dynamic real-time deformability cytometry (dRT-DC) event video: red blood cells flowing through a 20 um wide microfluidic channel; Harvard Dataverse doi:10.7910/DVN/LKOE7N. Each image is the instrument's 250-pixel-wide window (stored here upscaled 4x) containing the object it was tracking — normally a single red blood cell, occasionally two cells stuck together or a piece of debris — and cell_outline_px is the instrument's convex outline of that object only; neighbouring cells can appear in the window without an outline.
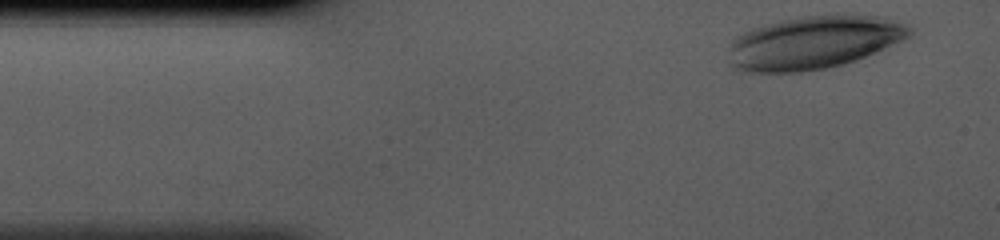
{"species": "human", "species_latin": "Homo sapiens", "temperature_condition": "cold", "stored_images_in_passage": 34, "camera_frame_rate_fps": 3000, "um_per_image_px": 0.085, "donor": {"sex": "male"}, "frame": {"image": 1, "passage_image": 1, "time_ms": 0.0, "image_size_px": [1000, 240], "cell_outline_px": [[912, 36], [876, 52], [856, 60], [844, 64], [824, 68], [800, 72], [732, 72], [728, 64], [728, 48], [732, 40], [736, 36], [752, 28], [764, 24], [780, 20], [800, 16], [836, 12], [884, 16], [904, 24], [912, 28]], "centroid_in_image_um": [69.12, 3.59], "position_along_channel_um": 15.9, "area_um2": 57.57}}
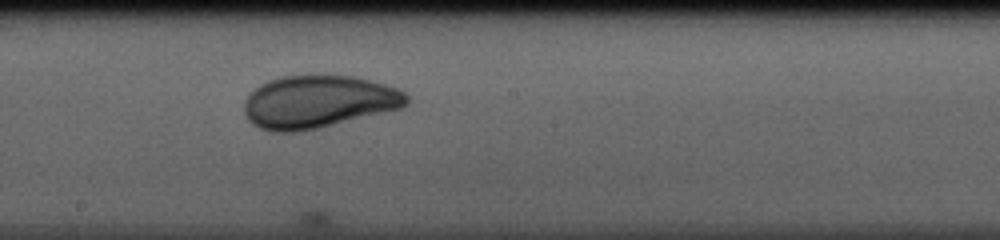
{"frame": {"image": 2, "passage_image": 20, "time_ms": 6.333, "image_size_px": [1000, 240], "cell_outline_px": [[408, 104], [400, 108], [316, 128], [296, 132], [272, 132], [260, 128], [252, 124], [248, 120], [244, 112], [244, 100], [260, 84], [268, 80], [280, 76], [352, 76], [372, 80], [400, 88], [408, 96]], "centroid_in_image_um": [27.04, 8.64], "position_along_channel_um": 221.2, "area_um2": 49.59}}
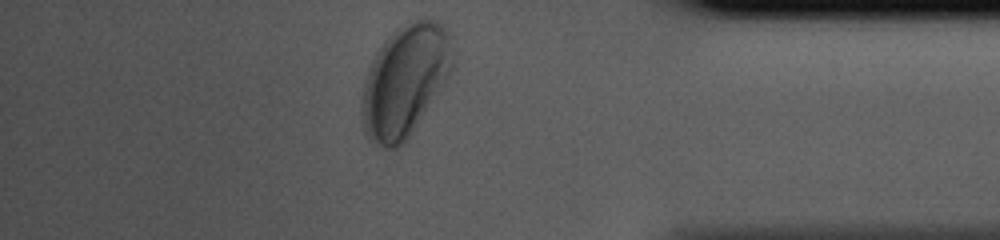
{"frame": {"image": 3, "passage_image": 34, "time_ms": 11.0, "image_size_px": [1000, 240], "cell_outline_px": [[456, 60], [448, 76], [408, 140], [404, 144], [396, 148], [384, 148], [376, 144], [364, 132], [360, 104], [364, 84], [372, 60], [388, 36], [392, 32], [404, 24], [424, 16], [440, 20], [448, 28], [452, 36]], "centroid_in_image_um": [34.48, 6.81], "position_along_channel_um": 400.7, "area_um2": 59.82}}